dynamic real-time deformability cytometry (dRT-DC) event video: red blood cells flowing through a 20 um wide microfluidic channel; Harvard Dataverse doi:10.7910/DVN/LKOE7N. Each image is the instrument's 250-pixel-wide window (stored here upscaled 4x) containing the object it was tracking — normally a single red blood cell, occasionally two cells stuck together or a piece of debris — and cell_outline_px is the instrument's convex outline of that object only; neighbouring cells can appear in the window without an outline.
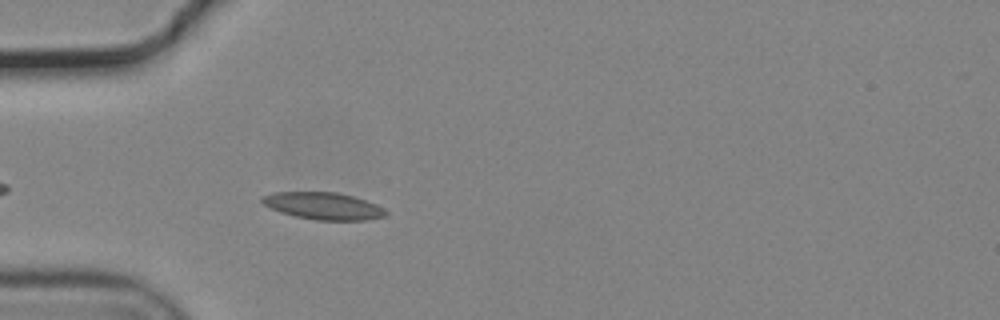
{"species": "common noctule bat (a hibernating species)", "species_latin": "Nyctalus noctula", "temperature_condition": "cold", "stored_images_in_passage": 34, "camera_frame_rate_fps": 3000, "um_per_image_px": 0.085, "animal": {"sex": "male", "body_mass_g": 19.2, "forearm_length_mm": 51.8}, "frame": {"image": 1, "passage_image": 5, "time_ms": 1.333, "image_size_px": [1000, 320], "cell_outline_px": [[388, 216], [368, 220], [316, 220], [296, 216], [280, 212], [264, 204], [260, 200], [260, 196], [272, 192], [336, 192], [352, 196], [376, 204], [384, 208], [388, 212]], "centroid_in_image_um": [27.5, 17.5], "position_along_channel_um": 57.5, "area_um2": 19.59}}
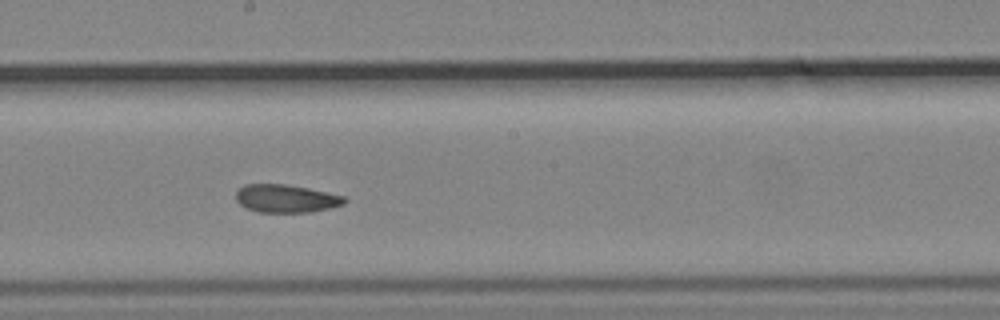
{"frame": {"image": 2, "passage_image": 19, "time_ms": 6.0, "image_size_px": [1000, 320], "cell_outline_px": [[348, 200], [344, 204], [332, 208], [308, 212], [260, 212], [244, 208], [236, 200], [236, 188], [244, 184], [284, 184], [308, 188], [344, 196]], "centroid_in_image_um": [24.29, 16.87], "position_along_channel_um": 223.9, "area_um2": 17.86}}
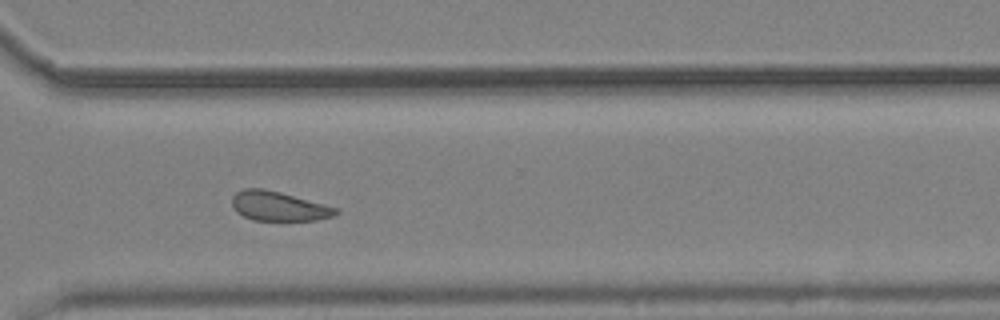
{"frame": {"image": 3, "passage_image": 29, "time_ms": 9.333, "image_size_px": [1000, 320], "cell_outline_px": [[340, 212], [332, 216], [316, 220], [252, 220], [236, 212], [232, 204], [232, 196], [236, 192], [244, 188], [264, 188], [280, 192], [340, 208]], "centroid_in_image_um": [23.69, 17.52], "position_along_channel_um": 346.9, "area_um2": 17.86}, "authors_computed_cell_mechanics": {"area_um2": 18.496, "velocity_mm_per_s": 3.7013, "shape_relaxation_time_tau1_ms": null, "shape_relaxation_time_tau2_ms": 4.306, "deformation_change_tau1": null, "deformation_change_tau2": 0.1031}}